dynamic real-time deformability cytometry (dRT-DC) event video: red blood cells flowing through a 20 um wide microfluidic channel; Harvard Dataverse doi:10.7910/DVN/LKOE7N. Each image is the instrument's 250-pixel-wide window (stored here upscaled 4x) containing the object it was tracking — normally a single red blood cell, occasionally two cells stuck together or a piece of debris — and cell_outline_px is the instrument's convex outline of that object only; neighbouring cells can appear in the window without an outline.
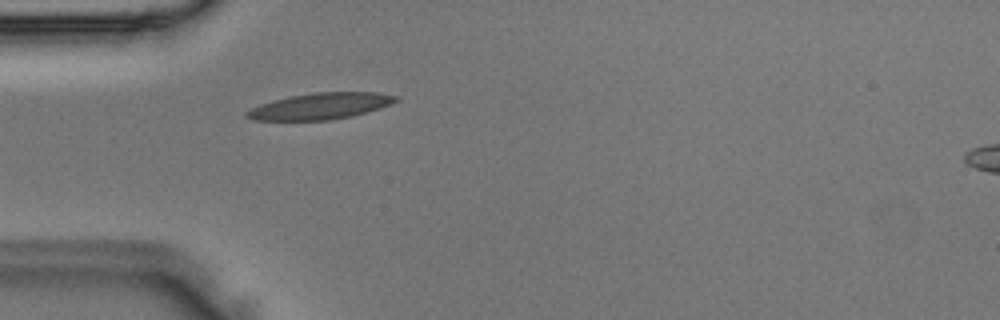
{"species": "Egyptian fruit bat (a non-hibernating species)", "species_latin": "Rousettus aegyptiacus", "temperature_condition": "room temperature", "stored_images_in_passage": 1, "camera_frame_rate_fps": 3000, "um_per_image_px": 0.085, "animal": {"sex": "male"}, "frame": {"image": 1, "passage_image": 1, "time_ms": 0.0, "image_size_px": [1000, 320], "cell_outline_px": [[400, 100], [380, 108], [352, 116], [328, 120], [252, 120], [244, 116], [244, 112], [252, 108], [272, 100], [288, 96], [316, 92], [376, 92], [400, 96]], "centroid_in_image_um": [27.24, 9.01], "position_along_channel_um": 57.8, "area_um2": 22.95}}